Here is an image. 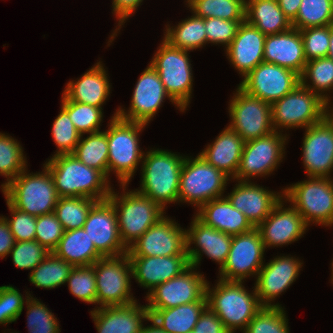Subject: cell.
<instances>
[{
    "mask_svg": "<svg viewBox=\"0 0 333 333\" xmlns=\"http://www.w3.org/2000/svg\"><path fill=\"white\" fill-rule=\"evenodd\" d=\"M7 207L11 213V219L6 217L16 242L35 240L37 217L13 207L6 200Z\"/></svg>",
    "mask_w": 333,
    "mask_h": 333,
    "instance_id": "53",
    "label": "cell"
},
{
    "mask_svg": "<svg viewBox=\"0 0 333 333\" xmlns=\"http://www.w3.org/2000/svg\"><path fill=\"white\" fill-rule=\"evenodd\" d=\"M328 104L310 89L299 84L292 92L271 104L272 126L275 131L284 128H304L320 122Z\"/></svg>",
    "mask_w": 333,
    "mask_h": 333,
    "instance_id": "10",
    "label": "cell"
},
{
    "mask_svg": "<svg viewBox=\"0 0 333 333\" xmlns=\"http://www.w3.org/2000/svg\"><path fill=\"white\" fill-rule=\"evenodd\" d=\"M43 165L51 173L59 197H89L101 201L110 196L111 181L72 153L52 155Z\"/></svg>",
    "mask_w": 333,
    "mask_h": 333,
    "instance_id": "1",
    "label": "cell"
},
{
    "mask_svg": "<svg viewBox=\"0 0 333 333\" xmlns=\"http://www.w3.org/2000/svg\"><path fill=\"white\" fill-rule=\"evenodd\" d=\"M27 327L29 333H60L59 321L47 305L39 299L29 297L26 301Z\"/></svg>",
    "mask_w": 333,
    "mask_h": 333,
    "instance_id": "46",
    "label": "cell"
},
{
    "mask_svg": "<svg viewBox=\"0 0 333 333\" xmlns=\"http://www.w3.org/2000/svg\"><path fill=\"white\" fill-rule=\"evenodd\" d=\"M245 20L264 35L282 33L292 27L277 0H246Z\"/></svg>",
    "mask_w": 333,
    "mask_h": 333,
    "instance_id": "34",
    "label": "cell"
},
{
    "mask_svg": "<svg viewBox=\"0 0 333 333\" xmlns=\"http://www.w3.org/2000/svg\"><path fill=\"white\" fill-rule=\"evenodd\" d=\"M51 132L58 149L54 155L70 154L75 151L81 134L75 129L68 113L62 107L52 124Z\"/></svg>",
    "mask_w": 333,
    "mask_h": 333,
    "instance_id": "47",
    "label": "cell"
},
{
    "mask_svg": "<svg viewBox=\"0 0 333 333\" xmlns=\"http://www.w3.org/2000/svg\"><path fill=\"white\" fill-rule=\"evenodd\" d=\"M283 189V199L302 216L308 226H333V179L308 177Z\"/></svg>",
    "mask_w": 333,
    "mask_h": 333,
    "instance_id": "7",
    "label": "cell"
},
{
    "mask_svg": "<svg viewBox=\"0 0 333 333\" xmlns=\"http://www.w3.org/2000/svg\"><path fill=\"white\" fill-rule=\"evenodd\" d=\"M148 322H151L152 325L145 326L142 325L141 330L139 333H167L165 330H163L160 325L151 317L148 318Z\"/></svg>",
    "mask_w": 333,
    "mask_h": 333,
    "instance_id": "58",
    "label": "cell"
},
{
    "mask_svg": "<svg viewBox=\"0 0 333 333\" xmlns=\"http://www.w3.org/2000/svg\"><path fill=\"white\" fill-rule=\"evenodd\" d=\"M280 9L284 12V15L292 22L299 10V6L302 0H277Z\"/></svg>",
    "mask_w": 333,
    "mask_h": 333,
    "instance_id": "57",
    "label": "cell"
},
{
    "mask_svg": "<svg viewBox=\"0 0 333 333\" xmlns=\"http://www.w3.org/2000/svg\"><path fill=\"white\" fill-rule=\"evenodd\" d=\"M35 240L52 252L62 238L64 229L54 212L37 216Z\"/></svg>",
    "mask_w": 333,
    "mask_h": 333,
    "instance_id": "52",
    "label": "cell"
},
{
    "mask_svg": "<svg viewBox=\"0 0 333 333\" xmlns=\"http://www.w3.org/2000/svg\"><path fill=\"white\" fill-rule=\"evenodd\" d=\"M132 276L148 295L159 284L180 275L190 266L187 255L175 256H129Z\"/></svg>",
    "mask_w": 333,
    "mask_h": 333,
    "instance_id": "25",
    "label": "cell"
},
{
    "mask_svg": "<svg viewBox=\"0 0 333 333\" xmlns=\"http://www.w3.org/2000/svg\"><path fill=\"white\" fill-rule=\"evenodd\" d=\"M190 265L180 275L159 284L147 296V309H169L200 301L206 295L207 279Z\"/></svg>",
    "mask_w": 333,
    "mask_h": 333,
    "instance_id": "17",
    "label": "cell"
},
{
    "mask_svg": "<svg viewBox=\"0 0 333 333\" xmlns=\"http://www.w3.org/2000/svg\"><path fill=\"white\" fill-rule=\"evenodd\" d=\"M9 254L15 267L32 271L50 254V251L36 240L19 241L15 242Z\"/></svg>",
    "mask_w": 333,
    "mask_h": 333,
    "instance_id": "48",
    "label": "cell"
},
{
    "mask_svg": "<svg viewBox=\"0 0 333 333\" xmlns=\"http://www.w3.org/2000/svg\"><path fill=\"white\" fill-rule=\"evenodd\" d=\"M300 84L295 71L273 63L261 62L238 86L247 94L272 104Z\"/></svg>",
    "mask_w": 333,
    "mask_h": 333,
    "instance_id": "16",
    "label": "cell"
},
{
    "mask_svg": "<svg viewBox=\"0 0 333 333\" xmlns=\"http://www.w3.org/2000/svg\"><path fill=\"white\" fill-rule=\"evenodd\" d=\"M265 38L266 35L245 20L240 24L231 44L224 50L229 62L243 79L264 62Z\"/></svg>",
    "mask_w": 333,
    "mask_h": 333,
    "instance_id": "26",
    "label": "cell"
},
{
    "mask_svg": "<svg viewBox=\"0 0 333 333\" xmlns=\"http://www.w3.org/2000/svg\"><path fill=\"white\" fill-rule=\"evenodd\" d=\"M126 186L128 184H120L123 191L120 195L112 188L108 200L113 204L117 214L121 241L128 248L164 217L165 210L136 189L125 191Z\"/></svg>",
    "mask_w": 333,
    "mask_h": 333,
    "instance_id": "5",
    "label": "cell"
},
{
    "mask_svg": "<svg viewBox=\"0 0 333 333\" xmlns=\"http://www.w3.org/2000/svg\"><path fill=\"white\" fill-rule=\"evenodd\" d=\"M185 156L180 174L179 202L189 203L198 209L205 203L223 197L227 181L231 179L210 165L199 154Z\"/></svg>",
    "mask_w": 333,
    "mask_h": 333,
    "instance_id": "8",
    "label": "cell"
},
{
    "mask_svg": "<svg viewBox=\"0 0 333 333\" xmlns=\"http://www.w3.org/2000/svg\"><path fill=\"white\" fill-rule=\"evenodd\" d=\"M193 331L195 333H230L222 320L208 306L200 315Z\"/></svg>",
    "mask_w": 333,
    "mask_h": 333,
    "instance_id": "55",
    "label": "cell"
},
{
    "mask_svg": "<svg viewBox=\"0 0 333 333\" xmlns=\"http://www.w3.org/2000/svg\"><path fill=\"white\" fill-rule=\"evenodd\" d=\"M97 200L89 197H59L54 213L64 231L83 228L91 207Z\"/></svg>",
    "mask_w": 333,
    "mask_h": 333,
    "instance_id": "40",
    "label": "cell"
},
{
    "mask_svg": "<svg viewBox=\"0 0 333 333\" xmlns=\"http://www.w3.org/2000/svg\"><path fill=\"white\" fill-rule=\"evenodd\" d=\"M196 212L194 215L205 225L230 236L246 233L254 228L245 215L234 208L225 196L205 203Z\"/></svg>",
    "mask_w": 333,
    "mask_h": 333,
    "instance_id": "31",
    "label": "cell"
},
{
    "mask_svg": "<svg viewBox=\"0 0 333 333\" xmlns=\"http://www.w3.org/2000/svg\"><path fill=\"white\" fill-rule=\"evenodd\" d=\"M302 264L301 260L290 255L276 256L270 262L263 264L254 285L263 307H281L279 303L275 304L273 301L298 279Z\"/></svg>",
    "mask_w": 333,
    "mask_h": 333,
    "instance_id": "20",
    "label": "cell"
},
{
    "mask_svg": "<svg viewBox=\"0 0 333 333\" xmlns=\"http://www.w3.org/2000/svg\"><path fill=\"white\" fill-rule=\"evenodd\" d=\"M287 134L273 131L268 135L245 142L236 181H251L252 178L271 175L282 162ZM250 178V179H249Z\"/></svg>",
    "mask_w": 333,
    "mask_h": 333,
    "instance_id": "12",
    "label": "cell"
},
{
    "mask_svg": "<svg viewBox=\"0 0 333 333\" xmlns=\"http://www.w3.org/2000/svg\"><path fill=\"white\" fill-rule=\"evenodd\" d=\"M300 34L303 39L304 54L307 61L327 57L330 25L306 28L300 30Z\"/></svg>",
    "mask_w": 333,
    "mask_h": 333,
    "instance_id": "50",
    "label": "cell"
},
{
    "mask_svg": "<svg viewBox=\"0 0 333 333\" xmlns=\"http://www.w3.org/2000/svg\"><path fill=\"white\" fill-rule=\"evenodd\" d=\"M165 98L179 108L180 112H184L166 92L158 72L148 64L136 82L128 111L118 107L117 116L122 120L148 125L165 102Z\"/></svg>",
    "mask_w": 333,
    "mask_h": 333,
    "instance_id": "15",
    "label": "cell"
},
{
    "mask_svg": "<svg viewBox=\"0 0 333 333\" xmlns=\"http://www.w3.org/2000/svg\"><path fill=\"white\" fill-rule=\"evenodd\" d=\"M207 307L206 295L200 300L169 309H148L150 317L167 333L193 331L202 312Z\"/></svg>",
    "mask_w": 333,
    "mask_h": 333,
    "instance_id": "33",
    "label": "cell"
},
{
    "mask_svg": "<svg viewBox=\"0 0 333 333\" xmlns=\"http://www.w3.org/2000/svg\"><path fill=\"white\" fill-rule=\"evenodd\" d=\"M330 108V110H329ZM326 117L332 122L333 124V107L327 106Z\"/></svg>",
    "mask_w": 333,
    "mask_h": 333,
    "instance_id": "60",
    "label": "cell"
},
{
    "mask_svg": "<svg viewBox=\"0 0 333 333\" xmlns=\"http://www.w3.org/2000/svg\"><path fill=\"white\" fill-rule=\"evenodd\" d=\"M333 23V0H302L296 18L291 22L293 28L303 30L322 27Z\"/></svg>",
    "mask_w": 333,
    "mask_h": 333,
    "instance_id": "42",
    "label": "cell"
},
{
    "mask_svg": "<svg viewBox=\"0 0 333 333\" xmlns=\"http://www.w3.org/2000/svg\"><path fill=\"white\" fill-rule=\"evenodd\" d=\"M23 295L12 285L0 286V324L16 322L24 309V303L31 297L28 292Z\"/></svg>",
    "mask_w": 333,
    "mask_h": 333,
    "instance_id": "49",
    "label": "cell"
},
{
    "mask_svg": "<svg viewBox=\"0 0 333 333\" xmlns=\"http://www.w3.org/2000/svg\"><path fill=\"white\" fill-rule=\"evenodd\" d=\"M300 84L317 94L328 105L333 106L329 96L331 90L333 92V61L328 57L307 61L300 75Z\"/></svg>",
    "mask_w": 333,
    "mask_h": 333,
    "instance_id": "36",
    "label": "cell"
},
{
    "mask_svg": "<svg viewBox=\"0 0 333 333\" xmlns=\"http://www.w3.org/2000/svg\"><path fill=\"white\" fill-rule=\"evenodd\" d=\"M115 111L106 130L109 149L108 178L113 172L120 184H129L135 175L137 166L143 161L145 152H142L139 146V133L147 125L122 120L117 116L118 109Z\"/></svg>",
    "mask_w": 333,
    "mask_h": 333,
    "instance_id": "4",
    "label": "cell"
},
{
    "mask_svg": "<svg viewBox=\"0 0 333 333\" xmlns=\"http://www.w3.org/2000/svg\"><path fill=\"white\" fill-rule=\"evenodd\" d=\"M161 42L149 64L158 72L171 99L185 112L193 90L188 50L175 48L164 39Z\"/></svg>",
    "mask_w": 333,
    "mask_h": 333,
    "instance_id": "9",
    "label": "cell"
},
{
    "mask_svg": "<svg viewBox=\"0 0 333 333\" xmlns=\"http://www.w3.org/2000/svg\"><path fill=\"white\" fill-rule=\"evenodd\" d=\"M74 154L88 167L101 171L108 178V142L106 131L89 133V136L81 138L76 146Z\"/></svg>",
    "mask_w": 333,
    "mask_h": 333,
    "instance_id": "37",
    "label": "cell"
},
{
    "mask_svg": "<svg viewBox=\"0 0 333 333\" xmlns=\"http://www.w3.org/2000/svg\"><path fill=\"white\" fill-rule=\"evenodd\" d=\"M283 198L257 227L265 249L282 247L301 239L309 227L300 213Z\"/></svg>",
    "mask_w": 333,
    "mask_h": 333,
    "instance_id": "23",
    "label": "cell"
},
{
    "mask_svg": "<svg viewBox=\"0 0 333 333\" xmlns=\"http://www.w3.org/2000/svg\"><path fill=\"white\" fill-rule=\"evenodd\" d=\"M128 256L187 255L186 229L165 215L128 247Z\"/></svg>",
    "mask_w": 333,
    "mask_h": 333,
    "instance_id": "18",
    "label": "cell"
},
{
    "mask_svg": "<svg viewBox=\"0 0 333 333\" xmlns=\"http://www.w3.org/2000/svg\"><path fill=\"white\" fill-rule=\"evenodd\" d=\"M245 20H224L221 18H206L205 32L207 43L222 44L225 49L235 38L238 28Z\"/></svg>",
    "mask_w": 333,
    "mask_h": 333,
    "instance_id": "51",
    "label": "cell"
},
{
    "mask_svg": "<svg viewBox=\"0 0 333 333\" xmlns=\"http://www.w3.org/2000/svg\"><path fill=\"white\" fill-rule=\"evenodd\" d=\"M163 39L171 46L193 51L207 44L205 19L194 14L176 26L166 25Z\"/></svg>",
    "mask_w": 333,
    "mask_h": 333,
    "instance_id": "35",
    "label": "cell"
},
{
    "mask_svg": "<svg viewBox=\"0 0 333 333\" xmlns=\"http://www.w3.org/2000/svg\"><path fill=\"white\" fill-rule=\"evenodd\" d=\"M83 228L103 257L128 252L121 241L115 208L108 199L97 201L91 207Z\"/></svg>",
    "mask_w": 333,
    "mask_h": 333,
    "instance_id": "21",
    "label": "cell"
},
{
    "mask_svg": "<svg viewBox=\"0 0 333 333\" xmlns=\"http://www.w3.org/2000/svg\"><path fill=\"white\" fill-rule=\"evenodd\" d=\"M265 247L257 228L233 236L229 255L219 270L218 278L225 281L244 282L257 276L264 261Z\"/></svg>",
    "mask_w": 333,
    "mask_h": 333,
    "instance_id": "14",
    "label": "cell"
},
{
    "mask_svg": "<svg viewBox=\"0 0 333 333\" xmlns=\"http://www.w3.org/2000/svg\"><path fill=\"white\" fill-rule=\"evenodd\" d=\"M229 101V128L245 142L257 139L274 131L271 104L251 96L239 86Z\"/></svg>",
    "mask_w": 333,
    "mask_h": 333,
    "instance_id": "13",
    "label": "cell"
},
{
    "mask_svg": "<svg viewBox=\"0 0 333 333\" xmlns=\"http://www.w3.org/2000/svg\"><path fill=\"white\" fill-rule=\"evenodd\" d=\"M93 268L99 307L128 305L137 301L131 293L132 265L127 253L102 257L93 264Z\"/></svg>",
    "mask_w": 333,
    "mask_h": 333,
    "instance_id": "11",
    "label": "cell"
},
{
    "mask_svg": "<svg viewBox=\"0 0 333 333\" xmlns=\"http://www.w3.org/2000/svg\"><path fill=\"white\" fill-rule=\"evenodd\" d=\"M73 266L53 252L29 274L30 283L38 288L54 289L65 284Z\"/></svg>",
    "mask_w": 333,
    "mask_h": 333,
    "instance_id": "38",
    "label": "cell"
},
{
    "mask_svg": "<svg viewBox=\"0 0 333 333\" xmlns=\"http://www.w3.org/2000/svg\"><path fill=\"white\" fill-rule=\"evenodd\" d=\"M330 41H329V50L327 57L333 61V23L330 24Z\"/></svg>",
    "mask_w": 333,
    "mask_h": 333,
    "instance_id": "59",
    "label": "cell"
},
{
    "mask_svg": "<svg viewBox=\"0 0 333 333\" xmlns=\"http://www.w3.org/2000/svg\"><path fill=\"white\" fill-rule=\"evenodd\" d=\"M331 266H332V267H331V270H332V271H331V277H330V278H331V282H332V284H333V261L331 262Z\"/></svg>",
    "mask_w": 333,
    "mask_h": 333,
    "instance_id": "61",
    "label": "cell"
},
{
    "mask_svg": "<svg viewBox=\"0 0 333 333\" xmlns=\"http://www.w3.org/2000/svg\"><path fill=\"white\" fill-rule=\"evenodd\" d=\"M228 195V196H227ZM225 197L257 228L283 198L282 192H273L252 181H237Z\"/></svg>",
    "mask_w": 333,
    "mask_h": 333,
    "instance_id": "24",
    "label": "cell"
},
{
    "mask_svg": "<svg viewBox=\"0 0 333 333\" xmlns=\"http://www.w3.org/2000/svg\"><path fill=\"white\" fill-rule=\"evenodd\" d=\"M197 17L245 20L246 0H186Z\"/></svg>",
    "mask_w": 333,
    "mask_h": 333,
    "instance_id": "39",
    "label": "cell"
},
{
    "mask_svg": "<svg viewBox=\"0 0 333 333\" xmlns=\"http://www.w3.org/2000/svg\"><path fill=\"white\" fill-rule=\"evenodd\" d=\"M111 86L104 64L98 61L77 81L70 80L63 91V95L69 101L102 108L111 93Z\"/></svg>",
    "mask_w": 333,
    "mask_h": 333,
    "instance_id": "29",
    "label": "cell"
},
{
    "mask_svg": "<svg viewBox=\"0 0 333 333\" xmlns=\"http://www.w3.org/2000/svg\"><path fill=\"white\" fill-rule=\"evenodd\" d=\"M61 107L68 113L75 129L84 135L100 131L103 121V109L69 101L63 94L61 97Z\"/></svg>",
    "mask_w": 333,
    "mask_h": 333,
    "instance_id": "43",
    "label": "cell"
},
{
    "mask_svg": "<svg viewBox=\"0 0 333 333\" xmlns=\"http://www.w3.org/2000/svg\"><path fill=\"white\" fill-rule=\"evenodd\" d=\"M52 252L73 267L93 265L103 257L96 250L84 228L64 231L57 247Z\"/></svg>",
    "mask_w": 333,
    "mask_h": 333,
    "instance_id": "32",
    "label": "cell"
},
{
    "mask_svg": "<svg viewBox=\"0 0 333 333\" xmlns=\"http://www.w3.org/2000/svg\"><path fill=\"white\" fill-rule=\"evenodd\" d=\"M95 307L90 315L98 333H139L143 322L150 317L147 305L138 304V301L128 305Z\"/></svg>",
    "mask_w": 333,
    "mask_h": 333,
    "instance_id": "27",
    "label": "cell"
},
{
    "mask_svg": "<svg viewBox=\"0 0 333 333\" xmlns=\"http://www.w3.org/2000/svg\"><path fill=\"white\" fill-rule=\"evenodd\" d=\"M23 152L17 139L0 132V175L7 178L1 184L2 188L27 168V158Z\"/></svg>",
    "mask_w": 333,
    "mask_h": 333,
    "instance_id": "41",
    "label": "cell"
},
{
    "mask_svg": "<svg viewBox=\"0 0 333 333\" xmlns=\"http://www.w3.org/2000/svg\"><path fill=\"white\" fill-rule=\"evenodd\" d=\"M232 238L233 236L227 233L205 225L194 216L189 229L186 230V252L190 265L198 268L205 254L219 264L220 270L229 255ZM191 244H195L194 248Z\"/></svg>",
    "mask_w": 333,
    "mask_h": 333,
    "instance_id": "22",
    "label": "cell"
},
{
    "mask_svg": "<svg viewBox=\"0 0 333 333\" xmlns=\"http://www.w3.org/2000/svg\"><path fill=\"white\" fill-rule=\"evenodd\" d=\"M244 144L245 141L227 126L211 144H207L208 146L198 154L234 181Z\"/></svg>",
    "mask_w": 333,
    "mask_h": 333,
    "instance_id": "30",
    "label": "cell"
},
{
    "mask_svg": "<svg viewBox=\"0 0 333 333\" xmlns=\"http://www.w3.org/2000/svg\"><path fill=\"white\" fill-rule=\"evenodd\" d=\"M218 280L212 288L207 281V306L222 320L230 333H235L239 329L243 332L263 308L255 288L249 293L242 285L243 282Z\"/></svg>",
    "mask_w": 333,
    "mask_h": 333,
    "instance_id": "3",
    "label": "cell"
},
{
    "mask_svg": "<svg viewBox=\"0 0 333 333\" xmlns=\"http://www.w3.org/2000/svg\"><path fill=\"white\" fill-rule=\"evenodd\" d=\"M43 167L42 172L36 173H29L26 168L1 188L13 207L36 217L54 212L59 199L52 175Z\"/></svg>",
    "mask_w": 333,
    "mask_h": 333,
    "instance_id": "6",
    "label": "cell"
},
{
    "mask_svg": "<svg viewBox=\"0 0 333 333\" xmlns=\"http://www.w3.org/2000/svg\"><path fill=\"white\" fill-rule=\"evenodd\" d=\"M15 239L10 231V226L6 218L0 216V258L3 259L9 255L11 249L15 245Z\"/></svg>",
    "mask_w": 333,
    "mask_h": 333,
    "instance_id": "56",
    "label": "cell"
},
{
    "mask_svg": "<svg viewBox=\"0 0 333 333\" xmlns=\"http://www.w3.org/2000/svg\"><path fill=\"white\" fill-rule=\"evenodd\" d=\"M169 150L150 149L144 153L139 193L151 198L164 210L179 203L180 174L185 156ZM166 207V208H165Z\"/></svg>",
    "mask_w": 333,
    "mask_h": 333,
    "instance_id": "2",
    "label": "cell"
},
{
    "mask_svg": "<svg viewBox=\"0 0 333 333\" xmlns=\"http://www.w3.org/2000/svg\"><path fill=\"white\" fill-rule=\"evenodd\" d=\"M142 2L143 0H112V13L116 16L115 18L118 19V27L116 26V29L113 30V33H111L107 46H110V44L114 41L117 33L120 32L122 25H124L126 20H128L129 17L136 12V9H138Z\"/></svg>",
    "mask_w": 333,
    "mask_h": 333,
    "instance_id": "54",
    "label": "cell"
},
{
    "mask_svg": "<svg viewBox=\"0 0 333 333\" xmlns=\"http://www.w3.org/2000/svg\"><path fill=\"white\" fill-rule=\"evenodd\" d=\"M284 307H263L242 333H290Z\"/></svg>",
    "mask_w": 333,
    "mask_h": 333,
    "instance_id": "44",
    "label": "cell"
},
{
    "mask_svg": "<svg viewBox=\"0 0 333 333\" xmlns=\"http://www.w3.org/2000/svg\"><path fill=\"white\" fill-rule=\"evenodd\" d=\"M263 59L264 62L286 67L301 75L307 60L300 30L291 27L282 33L266 35Z\"/></svg>",
    "mask_w": 333,
    "mask_h": 333,
    "instance_id": "28",
    "label": "cell"
},
{
    "mask_svg": "<svg viewBox=\"0 0 333 333\" xmlns=\"http://www.w3.org/2000/svg\"><path fill=\"white\" fill-rule=\"evenodd\" d=\"M302 153L307 177L333 178V124L326 116L305 129Z\"/></svg>",
    "mask_w": 333,
    "mask_h": 333,
    "instance_id": "19",
    "label": "cell"
},
{
    "mask_svg": "<svg viewBox=\"0 0 333 333\" xmlns=\"http://www.w3.org/2000/svg\"><path fill=\"white\" fill-rule=\"evenodd\" d=\"M66 283L70 293L79 300L96 305V277L93 265L71 269Z\"/></svg>",
    "mask_w": 333,
    "mask_h": 333,
    "instance_id": "45",
    "label": "cell"
}]
</instances>
